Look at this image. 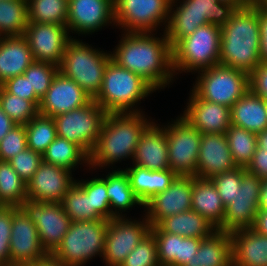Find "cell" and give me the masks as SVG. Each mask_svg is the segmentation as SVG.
<instances>
[{
  "instance_id": "cell-1",
  "label": "cell",
  "mask_w": 267,
  "mask_h": 266,
  "mask_svg": "<svg viewBox=\"0 0 267 266\" xmlns=\"http://www.w3.org/2000/svg\"><path fill=\"white\" fill-rule=\"evenodd\" d=\"M162 33L159 37L157 32H122L115 49L110 51L114 62L138 74L156 92L169 88L176 80L172 47L166 33Z\"/></svg>"
},
{
  "instance_id": "cell-2",
  "label": "cell",
  "mask_w": 267,
  "mask_h": 266,
  "mask_svg": "<svg viewBox=\"0 0 267 266\" xmlns=\"http://www.w3.org/2000/svg\"><path fill=\"white\" fill-rule=\"evenodd\" d=\"M153 120L144 112L106 114L99 138L89 155L91 171L116 169L115 164L126 159H131L132 163L140 136Z\"/></svg>"
},
{
  "instance_id": "cell-3",
  "label": "cell",
  "mask_w": 267,
  "mask_h": 266,
  "mask_svg": "<svg viewBox=\"0 0 267 266\" xmlns=\"http://www.w3.org/2000/svg\"><path fill=\"white\" fill-rule=\"evenodd\" d=\"M259 7L237 8L221 27L220 64L250 74L261 64Z\"/></svg>"
},
{
  "instance_id": "cell-4",
  "label": "cell",
  "mask_w": 267,
  "mask_h": 266,
  "mask_svg": "<svg viewBox=\"0 0 267 266\" xmlns=\"http://www.w3.org/2000/svg\"><path fill=\"white\" fill-rule=\"evenodd\" d=\"M156 92L138 74L119 66L112 59L104 72L101 91L93 99L107 114L142 113L141 101Z\"/></svg>"
},
{
  "instance_id": "cell-5",
  "label": "cell",
  "mask_w": 267,
  "mask_h": 266,
  "mask_svg": "<svg viewBox=\"0 0 267 266\" xmlns=\"http://www.w3.org/2000/svg\"><path fill=\"white\" fill-rule=\"evenodd\" d=\"M237 8L235 4L220 0H172L165 29L169 44L173 48L204 24L224 26Z\"/></svg>"
},
{
  "instance_id": "cell-6",
  "label": "cell",
  "mask_w": 267,
  "mask_h": 266,
  "mask_svg": "<svg viewBox=\"0 0 267 266\" xmlns=\"http://www.w3.org/2000/svg\"><path fill=\"white\" fill-rule=\"evenodd\" d=\"M111 59L110 51L73 38L65 49L59 71L94 99L101 91L104 72Z\"/></svg>"
},
{
  "instance_id": "cell-7",
  "label": "cell",
  "mask_w": 267,
  "mask_h": 266,
  "mask_svg": "<svg viewBox=\"0 0 267 266\" xmlns=\"http://www.w3.org/2000/svg\"><path fill=\"white\" fill-rule=\"evenodd\" d=\"M221 27L199 26L190 36L172 48V66L176 79L182 73L195 74L220 64Z\"/></svg>"
},
{
  "instance_id": "cell-8",
  "label": "cell",
  "mask_w": 267,
  "mask_h": 266,
  "mask_svg": "<svg viewBox=\"0 0 267 266\" xmlns=\"http://www.w3.org/2000/svg\"><path fill=\"white\" fill-rule=\"evenodd\" d=\"M108 220L71 222L63 240L50 256L67 266H85L104 252Z\"/></svg>"
},
{
  "instance_id": "cell-9",
  "label": "cell",
  "mask_w": 267,
  "mask_h": 266,
  "mask_svg": "<svg viewBox=\"0 0 267 266\" xmlns=\"http://www.w3.org/2000/svg\"><path fill=\"white\" fill-rule=\"evenodd\" d=\"M190 88L200 99L231 108L249 89V74L221 64L201 70Z\"/></svg>"
},
{
  "instance_id": "cell-10",
  "label": "cell",
  "mask_w": 267,
  "mask_h": 266,
  "mask_svg": "<svg viewBox=\"0 0 267 266\" xmlns=\"http://www.w3.org/2000/svg\"><path fill=\"white\" fill-rule=\"evenodd\" d=\"M171 1L114 0L115 27L121 32H165Z\"/></svg>"
},
{
  "instance_id": "cell-11",
  "label": "cell",
  "mask_w": 267,
  "mask_h": 266,
  "mask_svg": "<svg viewBox=\"0 0 267 266\" xmlns=\"http://www.w3.org/2000/svg\"><path fill=\"white\" fill-rule=\"evenodd\" d=\"M106 111L94 100L72 111L56 115L57 136L80 146L88 155L100 134Z\"/></svg>"
},
{
  "instance_id": "cell-12",
  "label": "cell",
  "mask_w": 267,
  "mask_h": 266,
  "mask_svg": "<svg viewBox=\"0 0 267 266\" xmlns=\"http://www.w3.org/2000/svg\"><path fill=\"white\" fill-rule=\"evenodd\" d=\"M177 116L168 123H162L165 124L168 141L170 170L178 176H196L201 133L184 117Z\"/></svg>"
},
{
  "instance_id": "cell-13",
  "label": "cell",
  "mask_w": 267,
  "mask_h": 266,
  "mask_svg": "<svg viewBox=\"0 0 267 266\" xmlns=\"http://www.w3.org/2000/svg\"><path fill=\"white\" fill-rule=\"evenodd\" d=\"M143 218L115 217L108 220L103 252L106 266H120L137 244L150 233V223ZM141 220V221H140Z\"/></svg>"
},
{
  "instance_id": "cell-14",
  "label": "cell",
  "mask_w": 267,
  "mask_h": 266,
  "mask_svg": "<svg viewBox=\"0 0 267 266\" xmlns=\"http://www.w3.org/2000/svg\"><path fill=\"white\" fill-rule=\"evenodd\" d=\"M20 208L36 225L41 246L50 255L67 233L70 217L61 203L25 200Z\"/></svg>"
},
{
  "instance_id": "cell-15",
  "label": "cell",
  "mask_w": 267,
  "mask_h": 266,
  "mask_svg": "<svg viewBox=\"0 0 267 266\" xmlns=\"http://www.w3.org/2000/svg\"><path fill=\"white\" fill-rule=\"evenodd\" d=\"M66 25L28 22L24 32L34 61L60 66L69 42L74 38Z\"/></svg>"
},
{
  "instance_id": "cell-16",
  "label": "cell",
  "mask_w": 267,
  "mask_h": 266,
  "mask_svg": "<svg viewBox=\"0 0 267 266\" xmlns=\"http://www.w3.org/2000/svg\"><path fill=\"white\" fill-rule=\"evenodd\" d=\"M262 180L247 170L242 174L240 188L225 207L223 231L252 228L259 211Z\"/></svg>"
},
{
  "instance_id": "cell-17",
  "label": "cell",
  "mask_w": 267,
  "mask_h": 266,
  "mask_svg": "<svg viewBox=\"0 0 267 266\" xmlns=\"http://www.w3.org/2000/svg\"><path fill=\"white\" fill-rule=\"evenodd\" d=\"M66 26L69 32L92 35L102 28L115 27L114 0H68V19ZM76 34V35H75Z\"/></svg>"
},
{
  "instance_id": "cell-18",
  "label": "cell",
  "mask_w": 267,
  "mask_h": 266,
  "mask_svg": "<svg viewBox=\"0 0 267 266\" xmlns=\"http://www.w3.org/2000/svg\"><path fill=\"white\" fill-rule=\"evenodd\" d=\"M36 225L21 208L12 207L10 266H28L47 258Z\"/></svg>"
},
{
  "instance_id": "cell-19",
  "label": "cell",
  "mask_w": 267,
  "mask_h": 266,
  "mask_svg": "<svg viewBox=\"0 0 267 266\" xmlns=\"http://www.w3.org/2000/svg\"><path fill=\"white\" fill-rule=\"evenodd\" d=\"M193 176H177L164 191L157 193L144 204V213L150 226L162 219L192 208Z\"/></svg>"
},
{
  "instance_id": "cell-20",
  "label": "cell",
  "mask_w": 267,
  "mask_h": 266,
  "mask_svg": "<svg viewBox=\"0 0 267 266\" xmlns=\"http://www.w3.org/2000/svg\"><path fill=\"white\" fill-rule=\"evenodd\" d=\"M72 171L53 164H40L27 183V200L60 203L76 182Z\"/></svg>"
},
{
  "instance_id": "cell-21",
  "label": "cell",
  "mask_w": 267,
  "mask_h": 266,
  "mask_svg": "<svg viewBox=\"0 0 267 266\" xmlns=\"http://www.w3.org/2000/svg\"><path fill=\"white\" fill-rule=\"evenodd\" d=\"M92 100V97L76 82L58 71L50 88L40 100L39 114L53 118L56 115L84 107Z\"/></svg>"
},
{
  "instance_id": "cell-22",
  "label": "cell",
  "mask_w": 267,
  "mask_h": 266,
  "mask_svg": "<svg viewBox=\"0 0 267 266\" xmlns=\"http://www.w3.org/2000/svg\"><path fill=\"white\" fill-rule=\"evenodd\" d=\"M183 113H180L201 134H225L231 125L230 108L200 99L191 89Z\"/></svg>"
},
{
  "instance_id": "cell-23",
  "label": "cell",
  "mask_w": 267,
  "mask_h": 266,
  "mask_svg": "<svg viewBox=\"0 0 267 266\" xmlns=\"http://www.w3.org/2000/svg\"><path fill=\"white\" fill-rule=\"evenodd\" d=\"M236 167L225 134H201L195 177L211 179L214 175Z\"/></svg>"
},
{
  "instance_id": "cell-24",
  "label": "cell",
  "mask_w": 267,
  "mask_h": 266,
  "mask_svg": "<svg viewBox=\"0 0 267 266\" xmlns=\"http://www.w3.org/2000/svg\"><path fill=\"white\" fill-rule=\"evenodd\" d=\"M132 164L149 170L170 169L165 127L155 120L140 136Z\"/></svg>"
},
{
  "instance_id": "cell-25",
  "label": "cell",
  "mask_w": 267,
  "mask_h": 266,
  "mask_svg": "<svg viewBox=\"0 0 267 266\" xmlns=\"http://www.w3.org/2000/svg\"><path fill=\"white\" fill-rule=\"evenodd\" d=\"M150 233L156 241L160 266H185L196 256L202 240L162 232L157 226H151Z\"/></svg>"
},
{
  "instance_id": "cell-26",
  "label": "cell",
  "mask_w": 267,
  "mask_h": 266,
  "mask_svg": "<svg viewBox=\"0 0 267 266\" xmlns=\"http://www.w3.org/2000/svg\"><path fill=\"white\" fill-rule=\"evenodd\" d=\"M233 266H267V236L252 228L230 232Z\"/></svg>"
},
{
  "instance_id": "cell-27",
  "label": "cell",
  "mask_w": 267,
  "mask_h": 266,
  "mask_svg": "<svg viewBox=\"0 0 267 266\" xmlns=\"http://www.w3.org/2000/svg\"><path fill=\"white\" fill-rule=\"evenodd\" d=\"M33 62L32 52L24 36L0 37V85L24 74Z\"/></svg>"
},
{
  "instance_id": "cell-28",
  "label": "cell",
  "mask_w": 267,
  "mask_h": 266,
  "mask_svg": "<svg viewBox=\"0 0 267 266\" xmlns=\"http://www.w3.org/2000/svg\"><path fill=\"white\" fill-rule=\"evenodd\" d=\"M123 168L128 174L131 188L143 205L154 195L166 190L178 176L170 169L149 170L134 164Z\"/></svg>"
},
{
  "instance_id": "cell-29",
  "label": "cell",
  "mask_w": 267,
  "mask_h": 266,
  "mask_svg": "<svg viewBox=\"0 0 267 266\" xmlns=\"http://www.w3.org/2000/svg\"><path fill=\"white\" fill-rule=\"evenodd\" d=\"M192 208L213 224L217 230L223 231L225 207L214 183L210 179L193 176Z\"/></svg>"
},
{
  "instance_id": "cell-30",
  "label": "cell",
  "mask_w": 267,
  "mask_h": 266,
  "mask_svg": "<svg viewBox=\"0 0 267 266\" xmlns=\"http://www.w3.org/2000/svg\"><path fill=\"white\" fill-rule=\"evenodd\" d=\"M106 189L109 197L111 219L127 217V213L138 206L144 208L143 203L134 194L128 174L122 168L107 170ZM129 210V211H128ZM124 213V214H123Z\"/></svg>"
},
{
  "instance_id": "cell-31",
  "label": "cell",
  "mask_w": 267,
  "mask_h": 266,
  "mask_svg": "<svg viewBox=\"0 0 267 266\" xmlns=\"http://www.w3.org/2000/svg\"><path fill=\"white\" fill-rule=\"evenodd\" d=\"M231 124L253 133L267 128V112L264 99L250 89L230 108Z\"/></svg>"
},
{
  "instance_id": "cell-32",
  "label": "cell",
  "mask_w": 267,
  "mask_h": 266,
  "mask_svg": "<svg viewBox=\"0 0 267 266\" xmlns=\"http://www.w3.org/2000/svg\"><path fill=\"white\" fill-rule=\"evenodd\" d=\"M185 266H233L230 233L217 230L202 239L196 256Z\"/></svg>"
},
{
  "instance_id": "cell-33",
  "label": "cell",
  "mask_w": 267,
  "mask_h": 266,
  "mask_svg": "<svg viewBox=\"0 0 267 266\" xmlns=\"http://www.w3.org/2000/svg\"><path fill=\"white\" fill-rule=\"evenodd\" d=\"M156 226L162 232L197 239L210 237L217 231L213 224L193 210L165 217Z\"/></svg>"
},
{
  "instance_id": "cell-34",
  "label": "cell",
  "mask_w": 267,
  "mask_h": 266,
  "mask_svg": "<svg viewBox=\"0 0 267 266\" xmlns=\"http://www.w3.org/2000/svg\"><path fill=\"white\" fill-rule=\"evenodd\" d=\"M43 161L72 172L85 166L90 171L89 155L77 144L66 139L56 137L42 154Z\"/></svg>"
},
{
  "instance_id": "cell-35",
  "label": "cell",
  "mask_w": 267,
  "mask_h": 266,
  "mask_svg": "<svg viewBox=\"0 0 267 266\" xmlns=\"http://www.w3.org/2000/svg\"><path fill=\"white\" fill-rule=\"evenodd\" d=\"M28 0H0V37L24 36Z\"/></svg>"
},
{
  "instance_id": "cell-36",
  "label": "cell",
  "mask_w": 267,
  "mask_h": 266,
  "mask_svg": "<svg viewBox=\"0 0 267 266\" xmlns=\"http://www.w3.org/2000/svg\"><path fill=\"white\" fill-rule=\"evenodd\" d=\"M27 200V183L8 161H0V206L20 208Z\"/></svg>"
},
{
  "instance_id": "cell-37",
  "label": "cell",
  "mask_w": 267,
  "mask_h": 266,
  "mask_svg": "<svg viewBox=\"0 0 267 266\" xmlns=\"http://www.w3.org/2000/svg\"><path fill=\"white\" fill-rule=\"evenodd\" d=\"M225 135L234 163L246 168L257 148L256 133L231 124Z\"/></svg>"
},
{
  "instance_id": "cell-38",
  "label": "cell",
  "mask_w": 267,
  "mask_h": 266,
  "mask_svg": "<svg viewBox=\"0 0 267 266\" xmlns=\"http://www.w3.org/2000/svg\"><path fill=\"white\" fill-rule=\"evenodd\" d=\"M60 203L71 222L101 219L95 213V208H92L91 195H88L77 182L70 187Z\"/></svg>"
},
{
  "instance_id": "cell-39",
  "label": "cell",
  "mask_w": 267,
  "mask_h": 266,
  "mask_svg": "<svg viewBox=\"0 0 267 266\" xmlns=\"http://www.w3.org/2000/svg\"><path fill=\"white\" fill-rule=\"evenodd\" d=\"M68 0H28V22L66 25Z\"/></svg>"
},
{
  "instance_id": "cell-40",
  "label": "cell",
  "mask_w": 267,
  "mask_h": 266,
  "mask_svg": "<svg viewBox=\"0 0 267 266\" xmlns=\"http://www.w3.org/2000/svg\"><path fill=\"white\" fill-rule=\"evenodd\" d=\"M27 147L43 154L57 137L54 118L38 114L25 124Z\"/></svg>"
},
{
  "instance_id": "cell-41",
  "label": "cell",
  "mask_w": 267,
  "mask_h": 266,
  "mask_svg": "<svg viewBox=\"0 0 267 266\" xmlns=\"http://www.w3.org/2000/svg\"><path fill=\"white\" fill-rule=\"evenodd\" d=\"M0 107L17 125H25L39 114V108L32 101L8 93L1 85Z\"/></svg>"
},
{
  "instance_id": "cell-42",
  "label": "cell",
  "mask_w": 267,
  "mask_h": 266,
  "mask_svg": "<svg viewBox=\"0 0 267 266\" xmlns=\"http://www.w3.org/2000/svg\"><path fill=\"white\" fill-rule=\"evenodd\" d=\"M76 182L88 195H91L92 208H95V213L101 219L111 220V209L106 189V175L89 177V179H76Z\"/></svg>"
},
{
  "instance_id": "cell-43",
  "label": "cell",
  "mask_w": 267,
  "mask_h": 266,
  "mask_svg": "<svg viewBox=\"0 0 267 266\" xmlns=\"http://www.w3.org/2000/svg\"><path fill=\"white\" fill-rule=\"evenodd\" d=\"M59 71V67L53 64L34 61L24 72L28 78L30 90L41 99L48 89L54 76Z\"/></svg>"
},
{
  "instance_id": "cell-44",
  "label": "cell",
  "mask_w": 267,
  "mask_h": 266,
  "mask_svg": "<svg viewBox=\"0 0 267 266\" xmlns=\"http://www.w3.org/2000/svg\"><path fill=\"white\" fill-rule=\"evenodd\" d=\"M120 266H160L154 236L151 233L145 236Z\"/></svg>"
},
{
  "instance_id": "cell-45",
  "label": "cell",
  "mask_w": 267,
  "mask_h": 266,
  "mask_svg": "<svg viewBox=\"0 0 267 266\" xmlns=\"http://www.w3.org/2000/svg\"><path fill=\"white\" fill-rule=\"evenodd\" d=\"M246 171L244 167H236L234 170L214 175L210 180L214 183L217 192L224 204V207L230 204L234 198L237 189L240 188L242 174Z\"/></svg>"
},
{
  "instance_id": "cell-46",
  "label": "cell",
  "mask_w": 267,
  "mask_h": 266,
  "mask_svg": "<svg viewBox=\"0 0 267 266\" xmlns=\"http://www.w3.org/2000/svg\"><path fill=\"white\" fill-rule=\"evenodd\" d=\"M25 148H27L25 125H15L0 140V161H9Z\"/></svg>"
},
{
  "instance_id": "cell-47",
  "label": "cell",
  "mask_w": 267,
  "mask_h": 266,
  "mask_svg": "<svg viewBox=\"0 0 267 266\" xmlns=\"http://www.w3.org/2000/svg\"><path fill=\"white\" fill-rule=\"evenodd\" d=\"M8 162L17 174L28 183L43 162V157L42 154L27 147Z\"/></svg>"
},
{
  "instance_id": "cell-48",
  "label": "cell",
  "mask_w": 267,
  "mask_h": 266,
  "mask_svg": "<svg viewBox=\"0 0 267 266\" xmlns=\"http://www.w3.org/2000/svg\"><path fill=\"white\" fill-rule=\"evenodd\" d=\"M12 207L0 206V266H10Z\"/></svg>"
},
{
  "instance_id": "cell-49",
  "label": "cell",
  "mask_w": 267,
  "mask_h": 266,
  "mask_svg": "<svg viewBox=\"0 0 267 266\" xmlns=\"http://www.w3.org/2000/svg\"><path fill=\"white\" fill-rule=\"evenodd\" d=\"M1 86L8 93L32 101L39 108L41 99L35 94L34 90H30L28 78L24 74L6 80Z\"/></svg>"
},
{
  "instance_id": "cell-50",
  "label": "cell",
  "mask_w": 267,
  "mask_h": 266,
  "mask_svg": "<svg viewBox=\"0 0 267 266\" xmlns=\"http://www.w3.org/2000/svg\"><path fill=\"white\" fill-rule=\"evenodd\" d=\"M249 85L254 94L267 99V62H261L249 74Z\"/></svg>"
},
{
  "instance_id": "cell-51",
  "label": "cell",
  "mask_w": 267,
  "mask_h": 266,
  "mask_svg": "<svg viewBox=\"0 0 267 266\" xmlns=\"http://www.w3.org/2000/svg\"><path fill=\"white\" fill-rule=\"evenodd\" d=\"M246 170L252 174H255L262 181L267 179V152H263L261 148L257 146L253 155L252 161L246 167Z\"/></svg>"
},
{
  "instance_id": "cell-52",
  "label": "cell",
  "mask_w": 267,
  "mask_h": 266,
  "mask_svg": "<svg viewBox=\"0 0 267 266\" xmlns=\"http://www.w3.org/2000/svg\"><path fill=\"white\" fill-rule=\"evenodd\" d=\"M259 24L261 34V60L267 62V12L259 7Z\"/></svg>"
},
{
  "instance_id": "cell-53",
  "label": "cell",
  "mask_w": 267,
  "mask_h": 266,
  "mask_svg": "<svg viewBox=\"0 0 267 266\" xmlns=\"http://www.w3.org/2000/svg\"><path fill=\"white\" fill-rule=\"evenodd\" d=\"M252 229L261 235L267 236V210L259 209Z\"/></svg>"
},
{
  "instance_id": "cell-54",
  "label": "cell",
  "mask_w": 267,
  "mask_h": 266,
  "mask_svg": "<svg viewBox=\"0 0 267 266\" xmlns=\"http://www.w3.org/2000/svg\"><path fill=\"white\" fill-rule=\"evenodd\" d=\"M17 125L0 107V140Z\"/></svg>"
},
{
  "instance_id": "cell-55",
  "label": "cell",
  "mask_w": 267,
  "mask_h": 266,
  "mask_svg": "<svg viewBox=\"0 0 267 266\" xmlns=\"http://www.w3.org/2000/svg\"><path fill=\"white\" fill-rule=\"evenodd\" d=\"M259 209L267 210V179L262 181Z\"/></svg>"
},
{
  "instance_id": "cell-56",
  "label": "cell",
  "mask_w": 267,
  "mask_h": 266,
  "mask_svg": "<svg viewBox=\"0 0 267 266\" xmlns=\"http://www.w3.org/2000/svg\"><path fill=\"white\" fill-rule=\"evenodd\" d=\"M28 266H67V265H64L63 263H59L57 260L53 259L49 255L47 258H45L39 262L30 264Z\"/></svg>"
},
{
  "instance_id": "cell-57",
  "label": "cell",
  "mask_w": 267,
  "mask_h": 266,
  "mask_svg": "<svg viewBox=\"0 0 267 266\" xmlns=\"http://www.w3.org/2000/svg\"><path fill=\"white\" fill-rule=\"evenodd\" d=\"M257 135V146L263 150V152H267V128Z\"/></svg>"
},
{
  "instance_id": "cell-58",
  "label": "cell",
  "mask_w": 267,
  "mask_h": 266,
  "mask_svg": "<svg viewBox=\"0 0 267 266\" xmlns=\"http://www.w3.org/2000/svg\"><path fill=\"white\" fill-rule=\"evenodd\" d=\"M220 1L235 4L238 8H241L243 6H247V5L252 3V0H220Z\"/></svg>"
},
{
  "instance_id": "cell-59",
  "label": "cell",
  "mask_w": 267,
  "mask_h": 266,
  "mask_svg": "<svg viewBox=\"0 0 267 266\" xmlns=\"http://www.w3.org/2000/svg\"><path fill=\"white\" fill-rule=\"evenodd\" d=\"M252 4L264 8L267 5V0H252Z\"/></svg>"
},
{
  "instance_id": "cell-60",
  "label": "cell",
  "mask_w": 267,
  "mask_h": 266,
  "mask_svg": "<svg viewBox=\"0 0 267 266\" xmlns=\"http://www.w3.org/2000/svg\"><path fill=\"white\" fill-rule=\"evenodd\" d=\"M264 104H265L266 112H267V99H264Z\"/></svg>"
},
{
  "instance_id": "cell-61",
  "label": "cell",
  "mask_w": 267,
  "mask_h": 266,
  "mask_svg": "<svg viewBox=\"0 0 267 266\" xmlns=\"http://www.w3.org/2000/svg\"><path fill=\"white\" fill-rule=\"evenodd\" d=\"M263 9L267 12V5Z\"/></svg>"
}]
</instances>
